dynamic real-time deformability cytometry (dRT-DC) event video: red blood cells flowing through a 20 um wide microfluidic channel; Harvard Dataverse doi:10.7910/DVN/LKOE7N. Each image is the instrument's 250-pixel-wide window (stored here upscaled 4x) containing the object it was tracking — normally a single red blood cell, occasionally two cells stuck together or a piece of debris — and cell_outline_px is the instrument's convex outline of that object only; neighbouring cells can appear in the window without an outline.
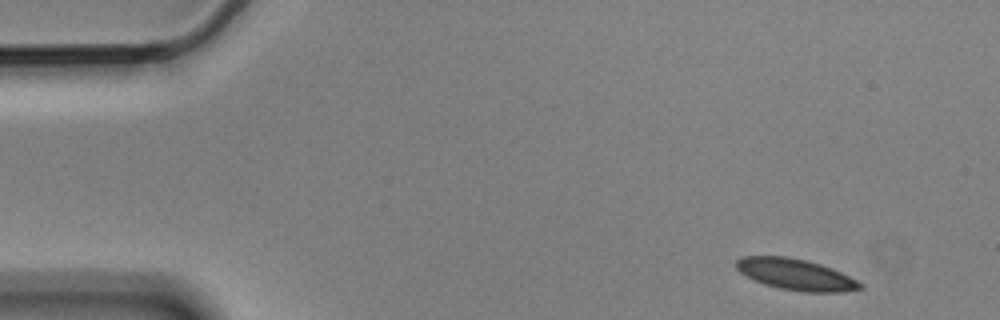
{"species": "Egyptian fruit bat (a non-hibernating species)", "species_latin": "Rousettus aegyptiacus", "temperature_condition": "cold", "stored_images_in_passage": 4, "camera_frame_rate_fps": 3000, "um_per_image_px": 0.085, "animal": {"sex": "male"}, "frame": {"image": 1, "passage_image": 1, "time_ms": 0.0, "image_size_px": [1000, 320], "cell_outline_px": [[864, 288], [844, 292], [804, 292], [780, 288], [764, 284], [752, 280], [744, 276], [736, 268], [736, 260], [744, 256], [784, 256], [808, 260], [832, 268], [864, 284]], "centroid_in_image_um": [67.63, 23.33], "position_along_channel_um": 17.4, "area_um2": 22.66}}
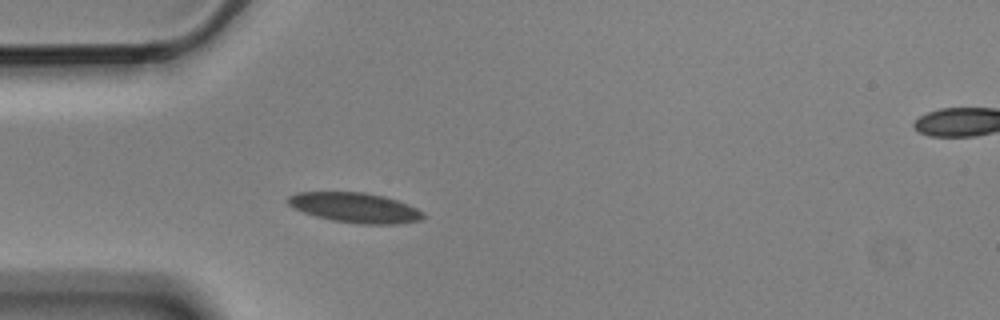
{"frame": {"image": 2, "passage_image": 4, "time_ms": 1.0, "image_size_px": [1000, 320], "cell_outline_px": [[424, 216], [420, 220], [396, 224], [360, 224], [332, 220], [316, 216], [292, 208], [288, 204], [288, 196], [296, 192], [364, 192], [384, 196], [408, 204], [424, 212]], "centroid_in_image_um": [30.17, 17.65], "position_along_channel_um": 54.8, "area_um2": 23.58}}